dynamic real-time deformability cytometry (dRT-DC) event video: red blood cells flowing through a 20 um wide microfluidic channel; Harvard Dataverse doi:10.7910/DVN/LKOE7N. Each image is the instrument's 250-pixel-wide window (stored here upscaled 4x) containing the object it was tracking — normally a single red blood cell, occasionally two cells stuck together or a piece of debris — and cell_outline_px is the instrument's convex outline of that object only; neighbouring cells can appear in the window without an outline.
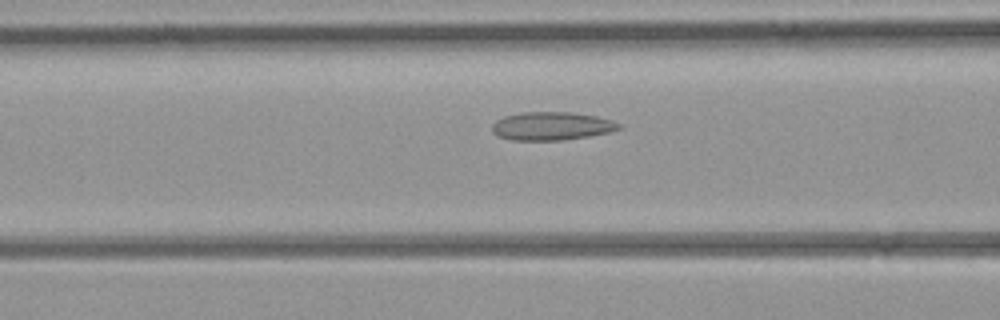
{"species": "common noctule bat (a hibernating species)", "species_latin": "Nyctalus noctula", "temperature_condition": "room temperature", "stored_images_in_passage": 5, "segment_of_instrument_passage": [1, 2], "camera_frame_rate_fps": 3000, "um_per_image_px": 0.085, "animal": {"sex": "female", "body_mass_g": 21.9}, "frame": {"image": 1, "passage_image": 4, "time_ms": 3.667, "image_size_px": [1000, 320], "cell_outline_px": [[620, 128], [608, 132], [588, 136], [564, 140], [512, 140], [500, 136], [492, 132], [492, 124], [496, 120], [504, 116], [520, 112], [568, 112], [596, 116], [612, 120], [620, 124]], "centroid_in_image_um": [46.85, 10.71], "position_along_channel_um": 119.7, "area_um2": 20.75}}